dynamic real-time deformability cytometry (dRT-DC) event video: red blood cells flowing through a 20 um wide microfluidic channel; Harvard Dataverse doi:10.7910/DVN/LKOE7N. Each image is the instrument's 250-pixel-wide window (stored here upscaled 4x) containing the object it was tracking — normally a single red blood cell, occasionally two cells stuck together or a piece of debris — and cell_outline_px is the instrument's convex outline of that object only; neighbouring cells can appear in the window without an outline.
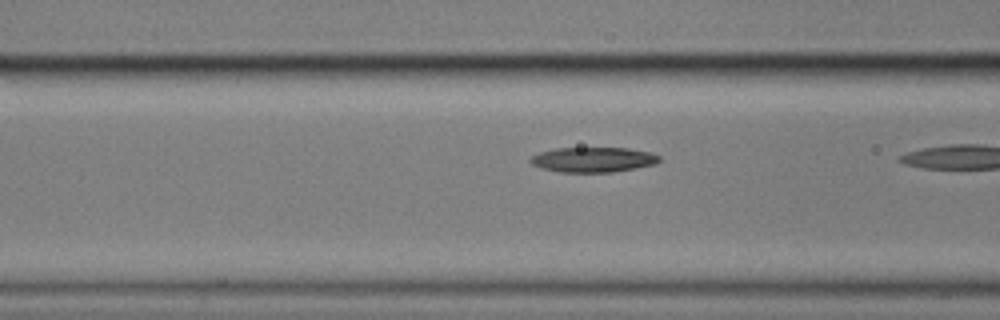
{"species": "common noctule bat (a hibernating species)", "species_latin": "Nyctalus noctula", "temperature_condition": "cold", "stored_images_in_passage": 24, "camera_frame_rate_fps": 3000, "um_per_image_px": 0.085, "animal": {"sex": "male", "body_mass_g": 17.9}, "frame": {"image": 1, "passage_image": 19, "time_ms": 6.0, "image_size_px": [1000, 320], "cell_outline_px": [[660, 160], [656, 164], [612, 172], [560, 172], [540, 168], [532, 164], [528, 160], [532, 156], [540, 152], [556, 148], [628, 148], [652, 152], [660, 156]], "centroid_in_image_um": [50.42, 13.57], "position_along_channel_um": 116.2, "area_um2": 18.84}}
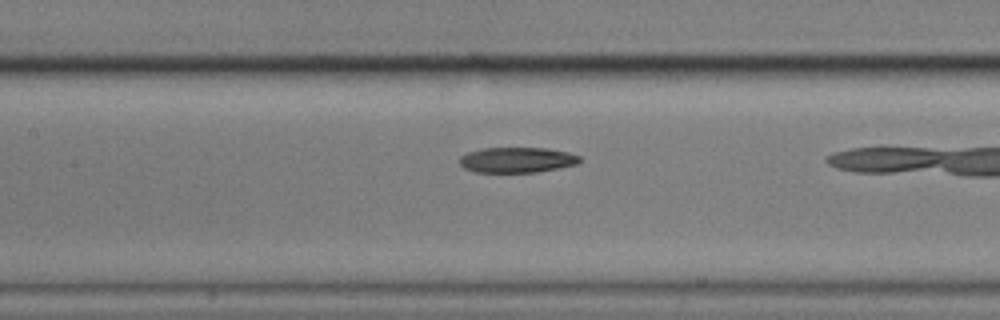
{"frame": {"image": 2, "passage_image": 23, "time_ms": 7.333, "image_size_px": [1000, 320], "cell_outline_px": [[580, 160], [576, 164], [536, 172], [476, 172], [464, 168], [460, 164], [460, 156], [468, 152], [484, 148], [548, 148], [568, 152], [580, 156]], "centroid_in_image_um": [43.93, 13.59], "position_along_channel_um": 163.5, "area_um2": 17.63}}